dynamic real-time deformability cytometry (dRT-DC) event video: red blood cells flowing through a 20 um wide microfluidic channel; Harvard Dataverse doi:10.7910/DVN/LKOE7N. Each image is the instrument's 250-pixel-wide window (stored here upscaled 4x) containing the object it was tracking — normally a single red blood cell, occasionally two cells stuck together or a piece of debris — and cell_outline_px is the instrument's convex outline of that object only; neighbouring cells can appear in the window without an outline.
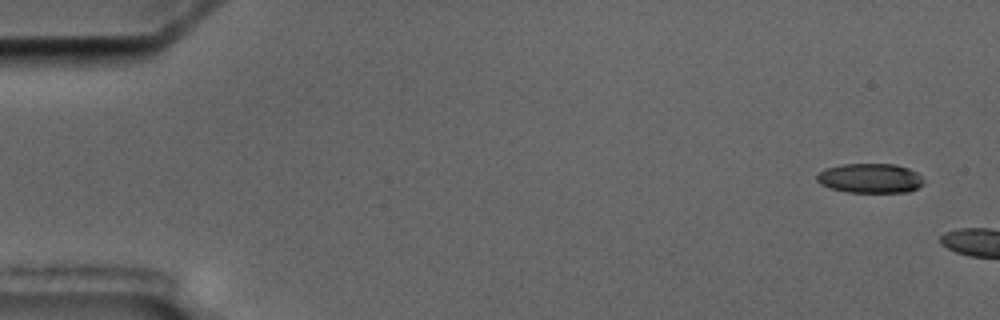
{"species": "common noctule bat (a hibernating species)", "species_latin": "Nyctalus noctula", "temperature_condition": "cold", "stored_images_in_passage": 3, "camera_frame_rate_fps": 3000, "um_per_image_px": 0.085, "animal": {"sex": "male", "body_mass_g": 17.5, "forearm_length_mm": 52.3}, "frame": {"image": 1, "passage_image": 1, "time_ms": 0.0, "image_size_px": [1000, 320], "cell_outline_px": [[924, 184], [908, 192], [848, 192], [832, 188], [820, 184], [816, 180], [816, 176], [820, 172], [828, 168], [840, 164], [896, 164], [908, 168], [916, 172], [924, 180]], "centroid_in_image_um": [73.98, 15.15], "position_along_channel_um": 11.0, "area_um2": 18.32}}